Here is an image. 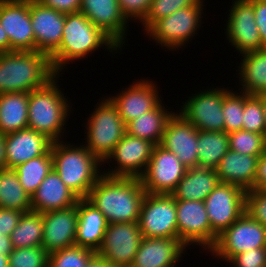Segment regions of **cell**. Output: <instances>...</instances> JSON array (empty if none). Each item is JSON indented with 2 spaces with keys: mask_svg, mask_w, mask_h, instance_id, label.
<instances>
[{
  "mask_svg": "<svg viewBox=\"0 0 266 267\" xmlns=\"http://www.w3.org/2000/svg\"><path fill=\"white\" fill-rule=\"evenodd\" d=\"M163 102L151 111L143 113L140 117L130 121L126 125L127 133L131 136L148 140L154 145L160 144L167 121L177 111L171 110L169 105L167 106Z\"/></svg>",
  "mask_w": 266,
  "mask_h": 267,
  "instance_id": "cell-30",
  "label": "cell"
},
{
  "mask_svg": "<svg viewBox=\"0 0 266 267\" xmlns=\"http://www.w3.org/2000/svg\"><path fill=\"white\" fill-rule=\"evenodd\" d=\"M108 222L85 198L78 200V226L75 245L97 253L104 240Z\"/></svg>",
  "mask_w": 266,
  "mask_h": 267,
  "instance_id": "cell-27",
  "label": "cell"
},
{
  "mask_svg": "<svg viewBox=\"0 0 266 267\" xmlns=\"http://www.w3.org/2000/svg\"><path fill=\"white\" fill-rule=\"evenodd\" d=\"M95 255L90 249L74 245L49 254V267H86Z\"/></svg>",
  "mask_w": 266,
  "mask_h": 267,
  "instance_id": "cell-38",
  "label": "cell"
},
{
  "mask_svg": "<svg viewBox=\"0 0 266 267\" xmlns=\"http://www.w3.org/2000/svg\"><path fill=\"white\" fill-rule=\"evenodd\" d=\"M60 77L63 76L57 74L45 86L31 91L28 100V128L52 142L66 140L68 120L74 111L71 99L59 84Z\"/></svg>",
  "mask_w": 266,
  "mask_h": 267,
  "instance_id": "cell-3",
  "label": "cell"
},
{
  "mask_svg": "<svg viewBox=\"0 0 266 267\" xmlns=\"http://www.w3.org/2000/svg\"><path fill=\"white\" fill-rule=\"evenodd\" d=\"M0 24L9 38V51H35L29 0H0Z\"/></svg>",
  "mask_w": 266,
  "mask_h": 267,
  "instance_id": "cell-18",
  "label": "cell"
},
{
  "mask_svg": "<svg viewBox=\"0 0 266 267\" xmlns=\"http://www.w3.org/2000/svg\"><path fill=\"white\" fill-rule=\"evenodd\" d=\"M13 249L10 236L0 234V253L9 256Z\"/></svg>",
  "mask_w": 266,
  "mask_h": 267,
  "instance_id": "cell-49",
  "label": "cell"
},
{
  "mask_svg": "<svg viewBox=\"0 0 266 267\" xmlns=\"http://www.w3.org/2000/svg\"><path fill=\"white\" fill-rule=\"evenodd\" d=\"M51 155L53 169L80 199L88 196L103 175V163L81 141L78 144L70 143L68 139L52 142Z\"/></svg>",
  "mask_w": 266,
  "mask_h": 267,
  "instance_id": "cell-4",
  "label": "cell"
},
{
  "mask_svg": "<svg viewBox=\"0 0 266 267\" xmlns=\"http://www.w3.org/2000/svg\"><path fill=\"white\" fill-rule=\"evenodd\" d=\"M9 256L0 253V267H8Z\"/></svg>",
  "mask_w": 266,
  "mask_h": 267,
  "instance_id": "cell-54",
  "label": "cell"
},
{
  "mask_svg": "<svg viewBox=\"0 0 266 267\" xmlns=\"http://www.w3.org/2000/svg\"><path fill=\"white\" fill-rule=\"evenodd\" d=\"M28 92L0 94V132L8 134L28 128Z\"/></svg>",
  "mask_w": 266,
  "mask_h": 267,
  "instance_id": "cell-31",
  "label": "cell"
},
{
  "mask_svg": "<svg viewBox=\"0 0 266 267\" xmlns=\"http://www.w3.org/2000/svg\"><path fill=\"white\" fill-rule=\"evenodd\" d=\"M226 14L224 35L226 43L236 51V56L263 49L254 16V0H232Z\"/></svg>",
  "mask_w": 266,
  "mask_h": 267,
  "instance_id": "cell-11",
  "label": "cell"
},
{
  "mask_svg": "<svg viewBox=\"0 0 266 267\" xmlns=\"http://www.w3.org/2000/svg\"><path fill=\"white\" fill-rule=\"evenodd\" d=\"M229 267H266V247L250 249L234 255L226 265Z\"/></svg>",
  "mask_w": 266,
  "mask_h": 267,
  "instance_id": "cell-44",
  "label": "cell"
},
{
  "mask_svg": "<svg viewBox=\"0 0 266 267\" xmlns=\"http://www.w3.org/2000/svg\"><path fill=\"white\" fill-rule=\"evenodd\" d=\"M176 213L178 239L190 247V250L199 247V254L201 250L207 253L214 246L217 236L211 231L205 203L196 200H176Z\"/></svg>",
  "mask_w": 266,
  "mask_h": 267,
  "instance_id": "cell-12",
  "label": "cell"
},
{
  "mask_svg": "<svg viewBox=\"0 0 266 267\" xmlns=\"http://www.w3.org/2000/svg\"><path fill=\"white\" fill-rule=\"evenodd\" d=\"M79 199L52 169L31 196V208L34 212L45 213L72 207Z\"/></svg>",
  "mask_w": 266,
  "mask_h": 267,
  "instance_id": "cell-25",
  "label": "cell"
},
{
  "mask_svg": "<svg viewBox=\"0 0 266 267\" xmlns=\"http://www.w3.org/2000/svg\"><path fill=\"white\" fill-rule=\"evenodd\" d=\"M242 130L257 134H264L266 130L263 104L257 95H248L244 92Z\"/></svg>",
  "mask_w": 266,
  "mask_h": 267,
  "instance_id": "cell-39",
  "label": "cell"
},
{
  "mask_svg": "<svg viewBox=\"0 0 266 267\" xmlns=\"http://www.w3.org/2000/svg\"><path fill=\"white\" fill-rule=\"evenodd\" d=\"M99 49L109 51L114 57L122 51L82 12L67 13L60 47L50 56L52 68L56 74L63 75L70 62L87 60Z\"/></svg>",
  "mask_w": 266,
  "mask_h": 267,
  "instance_id": "cell-1",
  "label": "cell"
},
{
  "mask_svg": "<svg viewBox=\"0 0 266 267\" xmlns=\"http://www.w3.org/2000/svg\"><path fill=\"white\" fill-rule=\"evenodd\" d=\"M79 12L123 51L131 26L122 14L118 0H81Z\"/></svg>",
  "mask_w": 266,
  "mask_h": 267,
  "instance_id": "cell-19",
  "label": "cell"
},
{
  "mask_svg": "<svg viewBox=\"0 0 266 267\" xmlns=\"http://www.w3.org/2000/svg\"><path fill=\"white\" fill-rule=\"evenodd\" d=\"M57 74L50 57L39 51L0 53V94L28 92L45 86Z\"/></svg>",
  "mask_w": 266,
  "mask_h": 267,
  "instance_id": "cell-5",
  "label": "cell"
},
{
  "mask_svg": "<svg viewBox=\"0 0 266 267\" xmlns=\"http://www.w3.org/2000/svg\"><path fill=\"white\" fill-rule=\"evenodd\" d=\"M141 239L138 222L111 223L96 254L113 267H130Z\"/></svg>",
  "mask_w": 266,
  "mask_h": 267,
  "instance_id": "cell-17",
  "label": "cell"
},
{
  "mask_svg": "<svg viewBox=\"0 0 266 267\" xmlns=\"http://www.w3.org/2000/svg\"><path fill=\"white\" fill-rule=\"evenodd\" d=\"M198 130L177 111L167 121L160 146L174 153L187 168L198 167Z\"/></svg>",
  "mask_w": 266,
  "mask_h": 267,
  "instance_id": "cell-21",
  "label": "cell"
},
{
  "mask_svg": "<svg viewBox=\"0 0 266 267\" xmlns=\"http://www.w3.org/2000/svg\"><path fill=\"white\" fill-rule=\"evenodd\" d=\"M254 189H266V152L257 160Z\"/></svg>",
  "mask_w": 266,
  "mask_h": 267,
  "instance_id": "cell-48",
  "label": "cell"
},
{
  "mask_svg": "<svg viewBox=\"0 0 266 267\" xmlns=\"http://www.w3.org/2000/svg\"><path fill=\"white\" fill-rule=\"evenodd\" d=\"M205 0H199L195 5L181 8L173 14L156 21L145 33V37L152 40L164 51L177 52L187 48L188 43L197 37L196 35L203 24V16L207 15ZM167 49V50H166Z\"/></svg>",
  "mask_w": 266,
  "mask_h": 267,
  "instance_id": "cell-6",
  "label": "cell"
},
{
  "mask_svg": "<svg viewBox=\"0 0 266 267\" xmlns=\"http://www.w3.org/2000/svg\"><path fill=\"white\" fill-rule=\"evenodd\" d=\"M140 178L102 175L85 198L108 224L138 222L145 197Z\"/></svg>",
  "mask_w": 266,
  "mask_h": 267,
  "instance_id": "cell-2",
  "label": "cell"
},
{
  "mask_svg": "<svg viewBox=\"0 0 266 267\" xmlns=\"http://www.w3.org/2000/svg\"><path fill=\"white\" fill-rule=\"evenodd\" d=\"M215 169L194 167L188 168L172 193L176 200L203 201L219 184Z\"/></svg>",
  "mask_w": 266,
  "mask_h": 267,
  "instance_id": "cell-29",
  "label": "cell"
},
{
  "mask_svg": "<svg viewBox=\"0 0 266 267\" xmlns=\"http://www.w3.org/2000/svg\"><path fill=\"white\" fill-rule=\"evenodd\" d=\"M199 0H152L149 12L140 23L145 33L156 21L165 18L181 8L195 5Z\"/></svg>",
  "mask_w": 266,
  "mask_h": 267,
  "instance_id": "cell-41",
  "label": "cell"
},
{
  "mask_svg": "<svg viewBox=\"0 0 266 267\" xmlns=\"http://www.w3.org/2000/svg\"><path fill=\"white\" fill-rule=\"evenodd\" d=\"M9 52V38L0 24V53Z\"/></svg>",
  "mask_w": 266,
  "mask_h": 267,
  "instance_id": "cell-51",
  "label": "cell"
},
{
  "mask_svg": "<svg viewBox=\"0 0 266 267\" xmlns=\"http://www.w3.org/2000/svg\"><path fill=\"white\" fill-rule=\"evenodd\" d=\"M86 267H113L97 254L88 262Z\"/></svg>",
  "mask_w": 266,
  "mask_h": 267,
  "instance_id": "cell-52",
  "label": "cell"
},
{
  "mask_svg": "<svg viewBox=\"0 0 266 267\" xmlns=\"http://www.w3.org/2000/svg\"><path fill=\"white\" fill-rule=\"evenodd\" d=\"M234 90L229 88L223 99L224 131L228 134L242 130L243 126L244 92L237 88Z\"/></svg>",
  "mask_w": 266,
  "mask_h": 267,
  "instance_id": "cell-36",
  "label": "cell"
},
{
  "mask_svg": "<svg viewBox=\"0 0 266 267\" xmlns=\"http://www.w3.org/2000/svg\"><path fill=\"white\" fill-rule=\"evenodd\" d=\"M51 145L50 139L30 128L6 134L7 169L44 155Z\"/></svg>",
  "mask_w": 266,
  "mask_h": 267,
  "instance_id": "cell-24",
  "label": "cell"
},
{
  "mask_svg": "<svg viewBox=\"0 0 266 267\" xmlns=\"http://www.w3.org/2000/svg\"><path fill=\"white\" fill-rule=\"evenodd\" d=\"M204 203L211 231L218 237L245 212L246 191L236 185L219 182Z\"/></svg>",
  "mask_w": 266,
  "mask_h": 267,
  "instance_id": "cell-14",
  "label": "cell"
},
{
  "mask_svg": "<svg viewBox=\"0 0 266 267\" xmlns=\"http://www.w3.org/2000/svg\"><path fill=\"white\" fill-rule=\"evenodd\" d=\"M10 239L14 249L42 246V213L34 211L24 212L17 227L10 234Z\"/></svg>",
  "mask_w": 266,
  "mask_h": 267,
  "instance_id": "cell-35",
  "label": "cell"
},
{
  "mask_svg": "<svg viewBox=\"0 0 266 267\" xmlns=\"http://www.w3.org/2000/svg\"><path fill=\"white\" fill-rule=\"evenodd\" d=\"M263 104V111H264V116H265V123H266V93L259 94L257 95ZM265 136H266V130H265Z\"/></svg>",
  "mask_w": 266,
  "mask_h": 267,
  "instance_id": "cell-53",
  "label": "cell"
},
{
  "mask_svg": "<svg viewBox=\"0 0 266 267\" xmlns=\"http://www.w3.org/2000/svg\"><path fill=\"white\" fill-rule=\"evenodd\" d=\"M93 107L83 123L86 137L82 144L103 163L127 133L126 124L107 97L99 98Z\"/></svg>",
  "mask_w": 266,
  "mask_h": 267,
  "instance_id": "cell-7",
  "label": "cell"
},
{
  "mask_svg": "<svg viewBox=\"0 0 266 267\" xmlns=\"http://www.w3.org/2000/svg\"><path fill=\"white\" fill-rule=\"evenodd\" d=\"M187 169L174 153L157 144L140 180L146 193L172 194Z\"/></svg>",
  "mask_w": 266,
  "mask_h": 267,
  "instance_id": "cell-15",
  "label": "cell"
},
{
  "mask_svg": "<svg viewBox=\"0 0 266 267\" xmlns=\"http://www.w3.org/2000/svg\"><path fill=\"white\" fill-rule=\"evenodd\" d=\"M157 83L149 77L141 78L130 83L125 88L117 89L114 94H106V97L117 108L121 119L127 125L136 119L156 108L162 101L160 88Z\"/></svg>",
  "mask_w": 266,
  "mask_h": 267,
  "instance_id": "cell-16",
  "label": "cell"
},
{
  "mask_svg": "<svg viewBox=\"0 0 266 267\" xmlns=\"http://www.w3.org/2000/svg\"><path fill=\"white\" fill-rule=\"evenodd\" d=\"M257 156L245 155L228 149L215 169L220 182L241 187L244 191L254 189Z\"/></svg>",
  "mask_w": 266,
  "mask_h": 267,
  "instance_id": "cell-26",
  "label": "cell"
},
{
  "mask_svg": "<svg viewBox=\"0 0 266 267\" xmlns=\"http://www.w3.org/2000/svg\"><path fill=\"white\" fill-rule=\"evenodd\" d=\"M254 16L262 41V48L266 49V0H254Z\"/></svg>",
  "mask_w": 266,
  "mask_h": 267,
  "instance_id": "cell-46",
  "label": "cell"
},
{
  "mask_svg": "<svg viewBox=\"0 0 266 267\" xmlns=\"http://www.w3.org/2000/svg\"><path fill=\"white\" fill-rule=\"evenodd\" d=\"M40 4L62 13L79 12L81 0H37Z\"/></svg>",
  "mask_w": 266,
  "mask_h": 267,
  "instance_id": "cell-47",
  "label": "cell"
},
{
  "mask_svg": "<svg viewBox=\"0 0 266 267\" xmlns=\"http://www.w3.org/2000/svg\"><path fill=\"white\" fill-rule=\"evenodd\" d=\"M122 14L130 22L140 23L149 12L152 0H118Z\"/></svg>",
  "mask_w": 266,
  "mask_h": 267,
  "instance_id": "cell-43",
  "label": "cell"
},
{
  "mask_svg": "<svg viewBox=\"0 0 266 267\" xmlns=\"http://www.w3.org/2000/svg\"><path fill=\"white\" fill-rule=\"evenodd\" d=\"M8 267H49V253L42 246L13 249Z\"/></svg>",
  "mask_w": 266,
  "mask_h": 267,
  "instance_id": "cell-40",
  "label": "cell"
},
{
  "mask_svg": "<svg viewBox=\"0 0 266 267\" xmlns=\"http://www.w3.org/2000/svg\"><path fill=\"white\" fill-rule=\"evenodd\" d=\"M0 208L32 211L31 196L24 190L13 169L0 170Z\"/></svg>",
  "mask_w": 266,
  "mask_h": 267,
  "instance_id": "cell-33",
  "label": "cell"
},
{
  "mask_svg": "<svg viewBox=\"0 0 266 267\" xmlns=\"http://www.w3.org/2000/svg\"><path fill=\"white\" fill-rule=\"evenodd\" d=\"M153 148L152 142L126 133L103 162V174L140 178L147 168Z\"/></svg>",
  "mask_w": 266,
  "mask_h": 267,
  "instance_id": "cell-10",
  "label": "cell"
},
{
  "mask_svg": "<svg viewBox=\"0 0 266 267\" xmlns=\"http://www.w3.org/2000/svg\"><path fill=\"white\" fill-rule=\"evenodd\" d=\"M228 149L227 132L198 130V167L216 169Z\"/></svg>",
  "mask_w": 266,
  "mask_h": 267,
  "instance_id": "cell-32",
  "label": "cell"
},
{
  "mask_svg": "<svg viewBox=\"0 0 266 267\" xmlns=\"http://www.w3.org/2000/svg\"><path fill=\"white\" fill-rule=\"evenodd\" d=\"M138 223L142 237L178 238L176 199L172 194L146 193Z\"/></svg>",
  "mask_w": 266,
  "mask_h": 267,
  "instance_id": "cell-13",
  "label": "cell"
},
{
  "mask_svg": "<svg viewBox=\"0 0 266 267\" xmlns=\"http://www.w3.org/2000/svg\"><path fill=\"white\" fill-rule=\"evenodd\" d=\"M42 220V247L49 254L75 245L78 226V201L72 207L42 213Z\"/></svg>",
  "mask_w": 266,
  "mask_h": 267,
  "instance_id": "cell-22",
  "label": "cell"
},
{
  "mask_svg": "<svg viewBox=\"0 0 266 267\" xmlns=\"http://www.w3.org/2000/svg\"><path fill=\"white\" fill-rule=\"evenodd\" d=\"M23 213L14 209L0 208V234L10 236L17 227Z\"/></svg>",
  "mask_w": 266,
  "mask_h": 267,
  "instance_id": "cell-45",
  "label": "cell"
},
{
  "mask_svg": "<svg viewBox=\"0 0 266 267\" xmlns=\"http://www.w3.org/2000/svg\"><path fill=\"white\" fill-rule=\"evenodd\" d=\"M30 18L34 31L35 51L49 57L60 47L66 14L29 0Z\"/></svg>",
  "mask_w": 266,
  "mask_h": 267,
  "instance_id": "cell-20",
  "label": "cell"
},
{
  "mask_svg": "<svg viewBox=\"0 0 266 267\" xmlns=\"http://www.w3.org/2000/svg\"><path fill=\"white\" fill-rule=\"evenodd\" d=\"M245 211L254 220L266 227V189L246 191Z\"/></svg>",
  "mask_w": 266,
  "mask_h": 267,
  "instance_id": "cell-42",
  "label": "cell"
},
{
  "mask_svg": "<svg viewBox=\"0 0 266 267\" xmlns=\"http://www.w3.org/2000/svg\"><path fill=\"white\" fill-rule=\"evenodd\" d=\"M266 247V227L246 211L218 237L207 254L226 265L234 256L250 249ZM219 260V262L217 261Z\"/></svg>",
  "mask_w": 266,
  "mask_h": 267,
  "instance_id": "cell-8",
  "label": "cell"
},
{
  "mask_svg": "<svg viewBox=\"0 0 266 267\" xmlns=\"http://www.w3.org/2000/svg\"><path fill=\"white\" fill-rule=\"evenodd\" d=\"M235 66L238 90L248 95L266 93V49L243 53Z\"/></svg>",
  "mask_w": 266,
  "mask_h": 267,
  "instance_id": "cell-28",
  "label": "cell"
},
{
  "mask_svg": "<svg viewBox=\"0 0 266 267\" xmlns=\"http://www.w3.org/2000/svg\"><path fill=\"white\" fill-rule=\"evenodd\" d=\"M52 169L53 158L51 155V148L44 155L33 158L13 168L18 176L20 184L30 196L35 193Z\"/></svg>",
  "mask_w": 266,
  "mask_h": 267,
  "instance_id": "cell-34",
  "label": "cell"
},
{
  "mask_svg": "<svg viewBox=\"0 0 266 267\" xmlns=\"http://www.w3.org/2000/svg\"><path fill=\"white\" fill-rule=\"evenodd\" d=\"M7 169L6 163V134L0 132V170Z\"/></svg>",
  "mask_w": 266,
  "mask_h": 267,
  "instance_id": "cell-50",
  "label": "cell"
},
{
  "mask_svg": "<svg viewBox=\"0 0 266 267\" xmlns=\"http://www.w3.org/2000/svg\"><path fill=\"white\" fill-rule=\"evenodd\" d=\"M211 86L188 96L177 112L197 130L224 131L223 99L229 87Z\"/></svg>",
  "mask_w": 266,
  "mask_h": 267,
  "instance_id": "cell-9",
  "label": "cell"
},
{
  "mask_svg": "<svg viewBox=\"0 0 266 267\" xmlns=\"http://www.w3.org/2000/svg\"><path fill=\"white\" fill-rule=\"evenodd\" d=\"M229 135V149L240 154L257 156L266 152V136L250 131L238 130Z\"/></svg>",
  "mask_w": 266,
  "mask_h": 267,
  "instance_id": "cell-37",
  "label": "cell"
},
{
  "mask_svg": "<svg viewBox=\"0 0 266 267\" xmlns=\"http://www.w3.org/2000/svg\"><path fill=\"white\" fill-rule=\"evenodd\" d=\"M187 249L178 238L142 237L130 267H180Z\"/></svg>",
  "mask_w": 266,
  "mask_h": 267,
  "instance_id": "cell-23",
  "label": "cell"
}]
</instances>
